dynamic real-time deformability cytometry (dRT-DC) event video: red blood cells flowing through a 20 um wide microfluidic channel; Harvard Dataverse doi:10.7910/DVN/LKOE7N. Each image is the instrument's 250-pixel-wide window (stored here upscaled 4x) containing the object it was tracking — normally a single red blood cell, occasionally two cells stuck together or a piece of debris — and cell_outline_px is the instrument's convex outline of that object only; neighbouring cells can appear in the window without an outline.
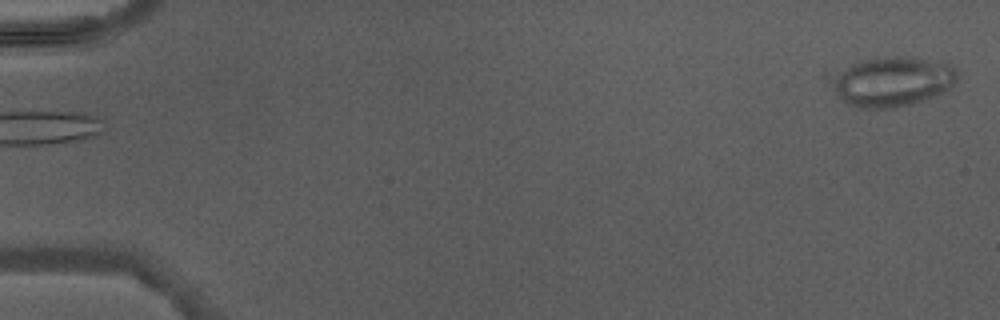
{"species": "Egyptian fruit bat (a non-hibernating species)", "species_latin": "Rousettus aegyptiacus", "temperature_condition": "warm", "stored_images_in_passage": 5, "camera_frame_rate_fps": 3000, "um_per_image_px": 0.085, "animal": {"sex": "male"}, "frame": {"image": 1, "passage_image": 1, "time_ms": 0.0, "image_size_px": [1000, 320], "cell_outline_px": [[960, 76], [944, 92], [912, 104], [892, 108], [860, 108], [848, 104], [840, 96], [836, 88], [836, 84], [840, 76], [852, 64], [864, 60], [892, 56], [900, 56], [948, 64]], "centroid_in_image_um": [75.96, 6.96], "position_along_channel_um": 9.0, "area_um2": 34.68}}